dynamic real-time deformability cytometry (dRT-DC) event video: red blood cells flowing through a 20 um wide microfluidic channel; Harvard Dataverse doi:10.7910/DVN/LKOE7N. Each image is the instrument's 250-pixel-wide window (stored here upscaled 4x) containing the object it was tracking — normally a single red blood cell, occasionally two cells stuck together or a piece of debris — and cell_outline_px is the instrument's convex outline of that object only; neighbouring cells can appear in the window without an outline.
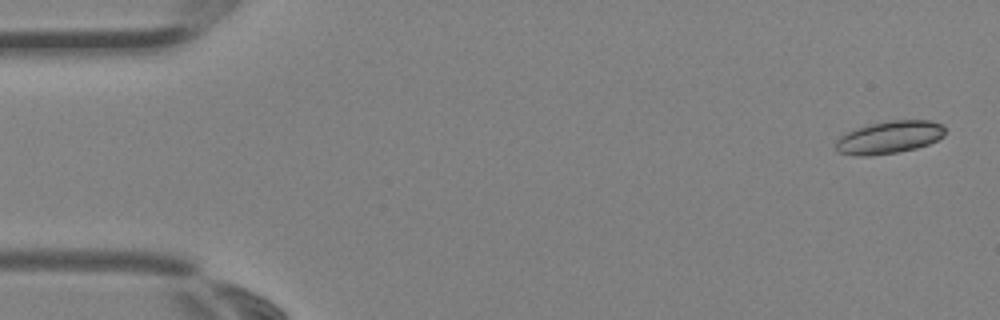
{"species": "Egyptian fruit bat (a non-hibernating species)", "species_latin": "Rousettus aegyptiacus", "temperature_condition": "room temperature", "stored_images_in_passage": 4, "camera_frame_rate_fps": 3000, "um_per_image_px": 0.085, "animal": {"sex": "female"}, "frame": {"image": 1, "passage_image": 4, "time_ms": 1.0, "image_size_px": [1000, 320], "cell_outline_px": [[944, 136], [928, 144], [916, 148], [896, 152], [868, 156], [856, 156], [836, 152], [836, 140], [840, 136], [856, 128], [872, 124], [892, 120], [928, 120], [944, 124]], "centroid_in_image_um": [75.58, 11.67], "position_along_channel_um": 9.4, "area_um2": 20.69}}